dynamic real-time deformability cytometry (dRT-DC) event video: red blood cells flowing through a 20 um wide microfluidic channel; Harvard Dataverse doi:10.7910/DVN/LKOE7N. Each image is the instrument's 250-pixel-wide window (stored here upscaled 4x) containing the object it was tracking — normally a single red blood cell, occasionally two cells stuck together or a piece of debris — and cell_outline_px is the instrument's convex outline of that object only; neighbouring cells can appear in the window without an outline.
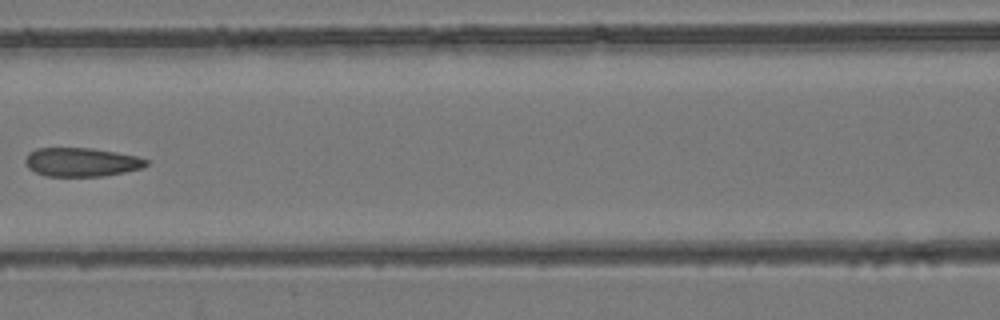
{"species": "common noctule bat (a hibernating species)", "species_latin": "Nyctalus noctula", "temperature_condition": "room temperature", "stored_images_in_passage": 5, "camera_frame_rate_fps": 3000, "um_per_image_px": 0.085, "animal": {"sex": "female", "body_mass_g": 24.6, "forearm_length_mm": 56.2}, "frame": {"image": 1, "passage_image": 4, "time_ms": 1.0, "image_size_px": [1000, 320], "cell_outline_px": [[148, 164], [144, 168], [104, 176], [44, 176], [28, 168], [24, 160], [28, 152], [36, 148], [92, 148], [116, 152], [136, 156], [148, 160]], "centroid_in_image_um": [6.91, 13.78], "position_along_channel_um": 159.7, "area_um2": 20.4}}
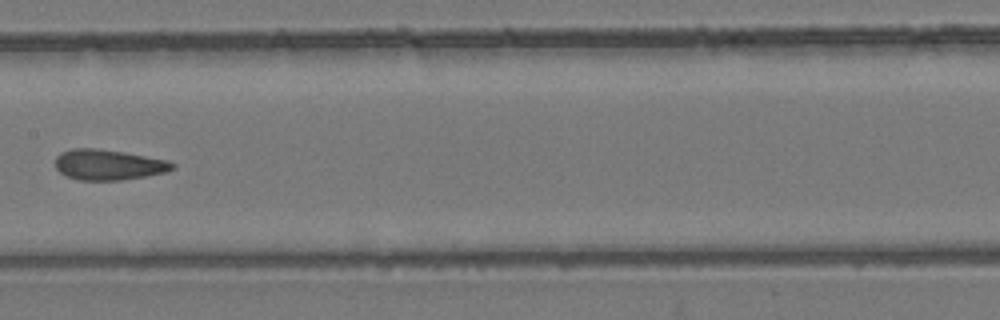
{"frame": {"image": 2, "passage_image": 5, "time_ms": 1.333, "image_size_px": [1000, 320], "cell_outline_px": [[176, 168], [168, 172], [120, 180], [80, 180], [68, 176], [60, 172], [56, 168], [56, 156], [60, 152], [72, 148], [96, 148], [124, 152], [168, 160], [176, 164]], "centroid_in_image_um": [9.24, 13.99], "position_along_channel_um": 198.2, "area_um2": 20.87}}